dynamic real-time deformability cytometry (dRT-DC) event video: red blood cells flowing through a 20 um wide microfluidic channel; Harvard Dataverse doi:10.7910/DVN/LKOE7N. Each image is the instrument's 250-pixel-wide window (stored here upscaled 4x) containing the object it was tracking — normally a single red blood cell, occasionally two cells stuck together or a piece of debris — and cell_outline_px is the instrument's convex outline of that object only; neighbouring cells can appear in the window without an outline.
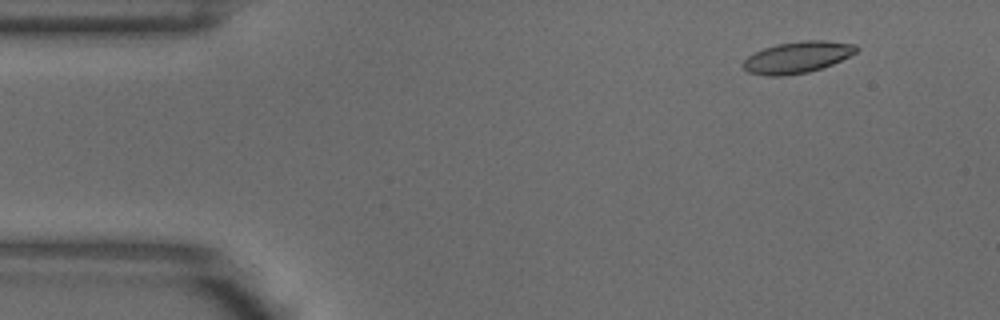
{"species": "common noctule bat (a hibernating species)", "species_latin": "Nyctalus noctula", "temperature_condition": "warm", "stored_images_in_passage": 3, "camera_frame_rate_fps": 3000, "um_per_image_px": 0.085, "animal": {"sex": "male", "body_mass_g": 18.8}, "frame": {"image": 1, "passage_image": 2, "time_ms": 0.333, "image_size_px": [1000, 320], "cell_outline_px": [[860, 48], [856, 52], [832, 64], [808, 72], [784, 76], [772, 76], [748, 72], [740, 64], [748, 56], [764, 48], [776, 44], [804, 40], [824, 40], [856, 44]], "centroid_in_image_um": [67.77, 4.86], "position_along_channel_um": 17.2, "area_um2": 20.69}}